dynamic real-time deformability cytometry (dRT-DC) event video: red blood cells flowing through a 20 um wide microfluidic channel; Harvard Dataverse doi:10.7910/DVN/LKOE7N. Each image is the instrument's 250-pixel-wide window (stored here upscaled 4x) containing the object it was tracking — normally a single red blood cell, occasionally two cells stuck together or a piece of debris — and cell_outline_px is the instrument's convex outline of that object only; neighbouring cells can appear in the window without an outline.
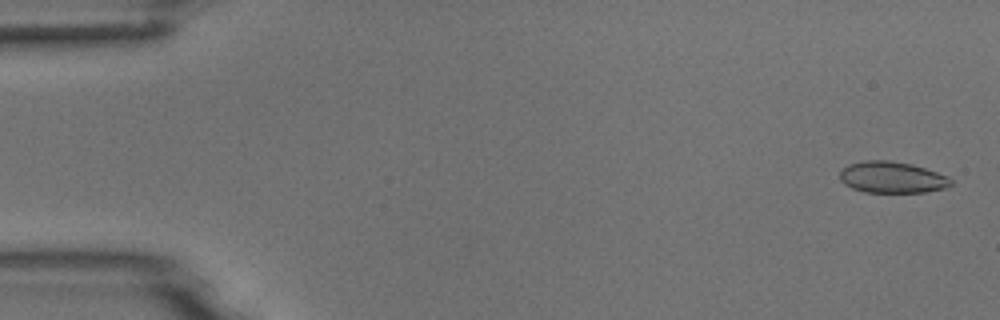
{"species": "common noctule bat (a hibernating species)", "species_latin": "Nyctalus noctula", "temperature_condition": "room temperature", "stored_images_in_passage": 4, "camera_frame_rate_fps": 3000, "um_per_image_px": 0.085, "animal": {"sex": "male", "body_mass_g": 18.8}, "frame": {"image": 1, "passage_image": 1, "time_ms": 0.0, "image_size_px": [1000, 320], "cell_outline_px": [[952, 184], [948, 188], [924, 192], [864, 192], [852, 188], [844, 184], [840, 180], [840, 172], [848, 164], [864, 160], [888, 160], [912, 164], [948, 176], [952, 180]], "centroid_in_image_um": [75.83, 15.07], "position_along_channel_um": 9.2, "area_um2": 20.4}}
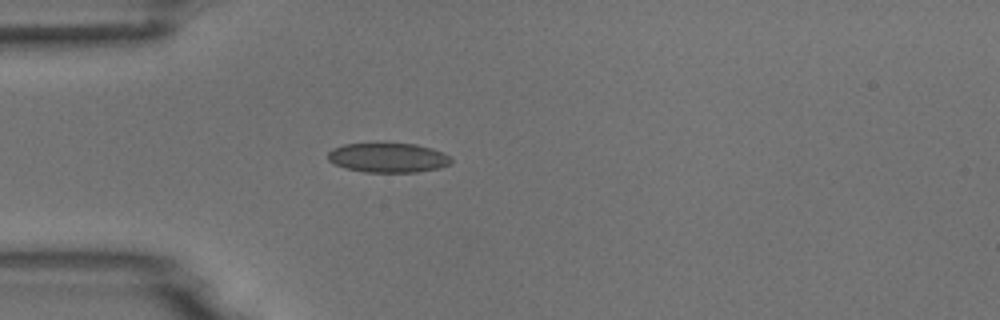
{"frame": {"image": 2, "passage_image": 4, "time_ms": 4.333, "image_size_px": [1000, 320], "cell_outline_px": [[452, 160], [448, 164], [440, 168], [416, 172], [364, 172], [348, 168], [336, 164], [328, 160], [328, 152], [332, 148], [344, 144], [416, 144], [432, 148], [444, 152]], "centroid_in_image_um": [33.0, 13.4], "position_along_channel_um": 52.0, "area_um2": 20.98}}